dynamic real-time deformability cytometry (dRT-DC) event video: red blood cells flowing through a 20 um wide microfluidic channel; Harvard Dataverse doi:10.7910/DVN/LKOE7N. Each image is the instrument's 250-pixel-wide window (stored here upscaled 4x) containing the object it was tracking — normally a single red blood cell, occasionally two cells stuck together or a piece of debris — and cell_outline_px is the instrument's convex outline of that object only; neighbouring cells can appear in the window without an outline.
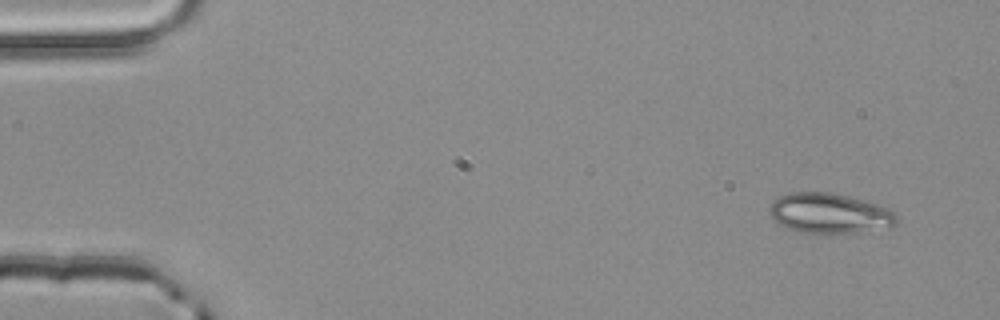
{"species": "common noctule bat (a hibernating species)", "species_latin": "Nyctalus noctula", "temperature_condition": "room temperature", "stored_images_in_passage": 4, "camera_frame_rate_fps": 3000, "um_per_image_px": 0.085, "animal": {"sex": "male", "body_mass_g": 20.4}, "frame": {"image": 1, "passage_image": 1, "time_ms": 0.0, "image_size_px": [1000, 320], "cell_outline_px": [[896, 224], [892, 228], [856, 232], [800, 232], [788, 228], [780, 224], [768, 212], [768, 208], [780, 196], [788, 192], [828, 192], [848, 196], [876, 204], [892, 212], [896, 216]], "centroid_in_image_um": [70.5, 18.12], "position_along_channel_um": 14.5, "area_um2": 29.19}}